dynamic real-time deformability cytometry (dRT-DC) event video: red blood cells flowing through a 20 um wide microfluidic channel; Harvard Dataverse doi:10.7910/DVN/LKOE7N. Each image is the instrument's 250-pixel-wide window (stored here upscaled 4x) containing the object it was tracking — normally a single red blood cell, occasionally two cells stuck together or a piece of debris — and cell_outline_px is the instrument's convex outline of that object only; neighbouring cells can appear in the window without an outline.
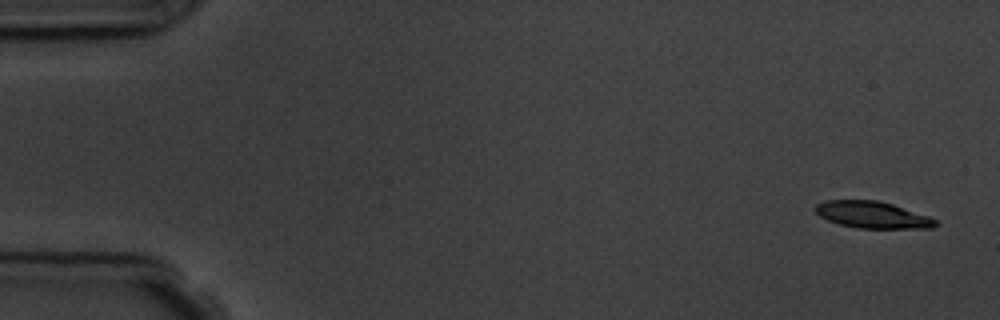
{"species": "common noctule bat (a hibernating species)", "species_latin": "Nyctalus noctula", "temperature_condition": "room temperature", "stored_images_in_passage": 5, "camera_frame_rate_fps": 3000, "um_per_image_px": 0.085, "animal": {"sex": "male", "body_mass_g": 19.5, "forearm_length_mm": 54.6}, "frame": {"image": 1, "passage_image": 1, "time_ms": 0.0, "image_size_px": [1000, 320], "cell_outline_px": [[940, 224], [932, 228], [856, 228], [840, 224], [828, 220], [820, 216], [812, 208], [816, 204], [828, 200], [876, 200], [892, 204], [928, 216], [936, 220]], "centroid_in_image_um": [74.14, 18.26], "position_along_channel_um": 10.9, "area_um2": 18.67}}
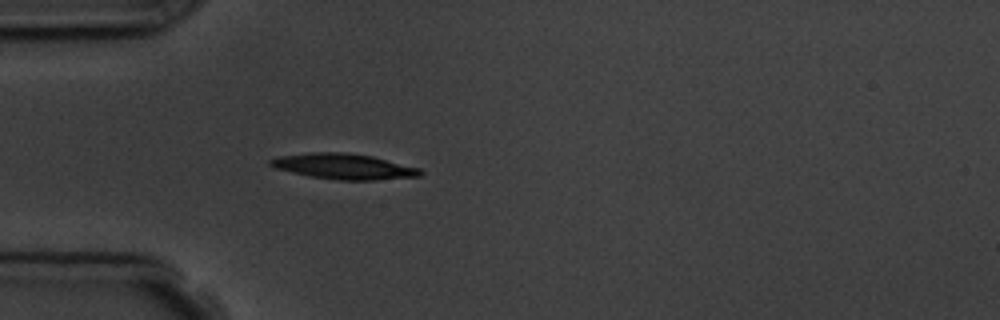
{"frame": {"image": 2, "passage_image": 5, "time_ms": 4.667, "image_size_px": [1000, 320], "cell_outline_px": [[424, 172], [420, 176], [376, 180], [340, 180], [308, 176], [276, 168], [268, 164], [268, 160], [280, 156], [308, 152], [344, 152], [372, 156], [420, 168]], "centroid_in_image_um": [29.22, 14.14], "position_along_channel_um": 55.8, "area_um2": 22.31}}